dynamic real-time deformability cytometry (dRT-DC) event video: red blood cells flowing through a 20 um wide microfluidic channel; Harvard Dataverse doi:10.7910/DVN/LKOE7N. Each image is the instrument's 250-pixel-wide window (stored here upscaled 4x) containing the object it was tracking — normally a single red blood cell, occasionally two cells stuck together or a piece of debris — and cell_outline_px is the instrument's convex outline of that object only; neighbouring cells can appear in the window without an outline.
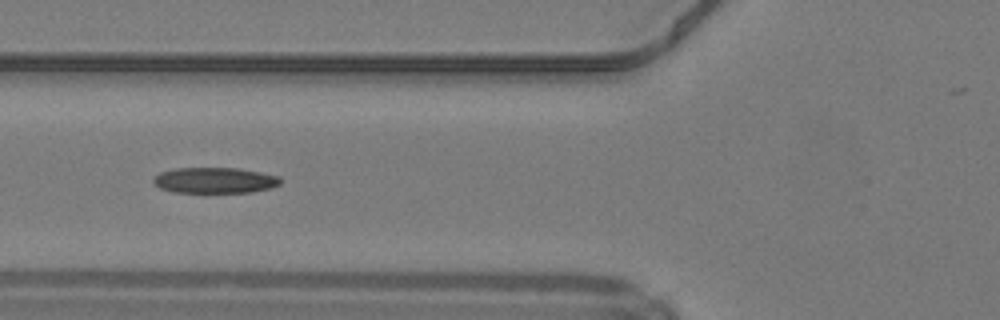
{"species": "common noctule bat (a hibernating species)", "species_latin": "Nyctalus noctula", "temperature_condition": "warm", "stored_images_in_passage": 40, "camera_frame_rate_fps": 3000, "um_per_image_px": 0.085, "animal": {"sex": "male", "body_mass_g": 19.2, "forearm_length_mm": 51.8}, "frame": {"image": 1, "passage_image": 12, "time_ms": 3.667, "image_size_px": [1000, 320], "cell_outline_px": [[280, 184], [272, 188], [252, 192], [172, 192], [160, 188], [152, 180], [160, 172], [172, 168], [240, 168], [280, 176]], "centroid_in_image_um": [18.27, 15.32], "position_along_channel_um": 107.5, "area_um2": 19.13}}